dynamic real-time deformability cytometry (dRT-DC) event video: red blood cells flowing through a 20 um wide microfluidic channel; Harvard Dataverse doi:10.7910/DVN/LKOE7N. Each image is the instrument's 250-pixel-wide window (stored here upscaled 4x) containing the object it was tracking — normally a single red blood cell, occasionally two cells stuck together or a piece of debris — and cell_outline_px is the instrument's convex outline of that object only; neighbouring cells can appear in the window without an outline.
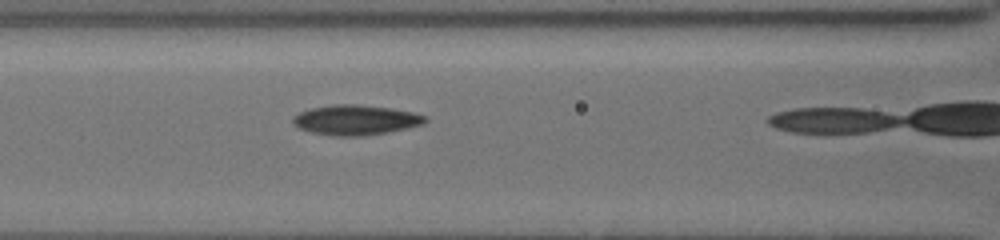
{"species": "common noctule bat (a hibernating species)", "species_latin": "Nyctalus noctula", "temperature_condition": "cold", "stored_images_in_passage": 29, "camera_frame_rate_fps": 3000, "um_per_image_px": 0.085, "animal": {"sex": "female", "body_mass_g": 19.5, "forearm_length_mm": 54.1}, "frame": {"image": 1, "passage_image": 23, "time_ms": 7.333, "image_size_px": [1000, 240], "cell_outline_px": [[428, 120], [424, 124], [408, 128], [388, 132], [364, 136], [332, 136], [312, 132], [300, 128], [292, 120], [292, 116], [300, 112], [312, 108], [332, 104], [360, 104], [392, 108], [412, 112], [428, 116]], "centroid_in_image_um": [30.28, 10.19], "position_along_channel_um": 136.3, "area_um2": 23.29}}
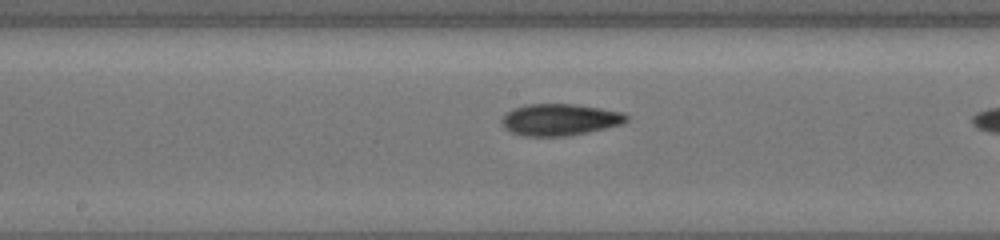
{"frame": {"image": 2, "passage_image": 28, "time_ms": 9.0, "image_size_px": [1000, 240], "cell_outline_px": [[628, 120], [624, 124], [588, 132], [568, 136], [524, 136], [512, 132], [504, 128], [500, 120], [512, 108], [524, 104], [576, 104], [624, 112], [628, 116]], "centroid_in_image_um": [47.6, 10.17], "position_along_channel_um": 200.6, "area_um2": 23.24}}